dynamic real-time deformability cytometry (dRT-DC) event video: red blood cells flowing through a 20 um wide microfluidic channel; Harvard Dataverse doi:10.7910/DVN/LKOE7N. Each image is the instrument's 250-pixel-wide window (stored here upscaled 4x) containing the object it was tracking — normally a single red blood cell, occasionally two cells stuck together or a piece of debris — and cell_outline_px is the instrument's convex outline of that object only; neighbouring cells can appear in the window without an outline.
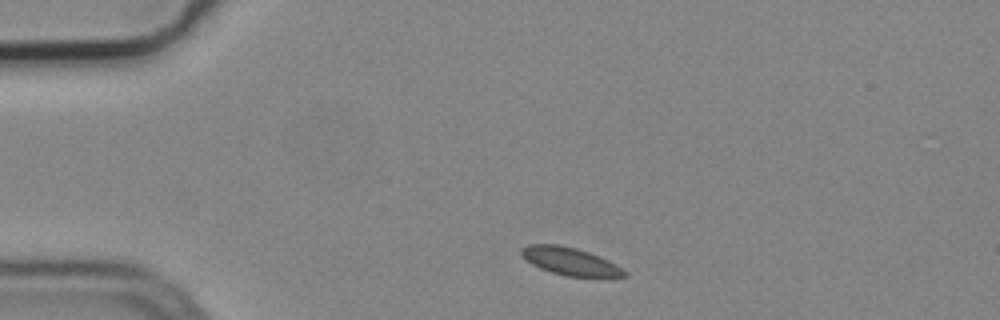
{"species": "common noctule bat (a hibernating species)", "species_latin": "Nyctalus noctula", "temperature_condition": "cold", "stored_images_in_passage": 3, "camera_frame_rate_fps": 3000, "um_per_image_px": 0.085, "animal": {"sex": "male", "body_mass_g": 19.2, "forearm_length_mm": 51.8}, "frame": {"image": 1, "passage_image": 1, "time_ms": 0.0, "image_size_px": [1000, 320], "cell_outline_px": [[628, 276], [568, 276], [552, 272], [540, 268], [532, 264], [520, 256], [520, 248], [528, 244], [556, 244], [576, 248], [588, 252], [608, 260], [616, 264], [628, 272]], "centroid_in_image_um": [48.41, 22.19], "position_along_channel_um": 36.6, "area_um2": 16.47}}
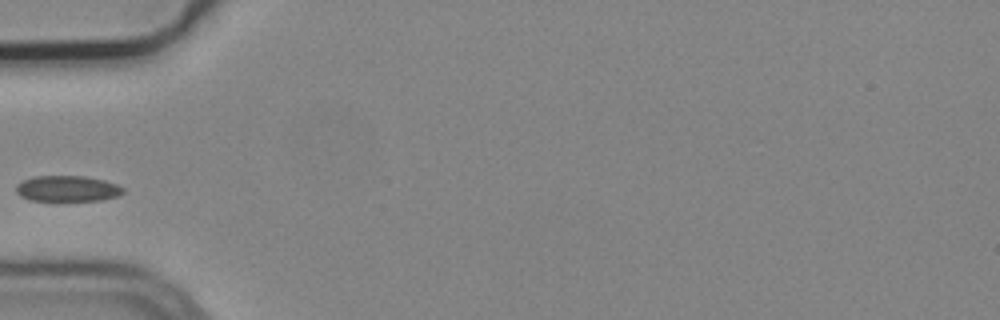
{"frame": {"image": 2, "passage_image": 3, "time_ms": 0.667, "image_size_px": [1000, 320], "cell_outline_px": [[124, 192], [116, 196], [100, 200], [28, 200], [20, 196], [16, 192], [16, 184], [32, 176], [84, 176], [104, 180], [116, 184], [124, 188]], "centroid_in_image_um": [5.7, 16.02], "position_along_channel_um": 79.3, "area_um2": 16.01}}